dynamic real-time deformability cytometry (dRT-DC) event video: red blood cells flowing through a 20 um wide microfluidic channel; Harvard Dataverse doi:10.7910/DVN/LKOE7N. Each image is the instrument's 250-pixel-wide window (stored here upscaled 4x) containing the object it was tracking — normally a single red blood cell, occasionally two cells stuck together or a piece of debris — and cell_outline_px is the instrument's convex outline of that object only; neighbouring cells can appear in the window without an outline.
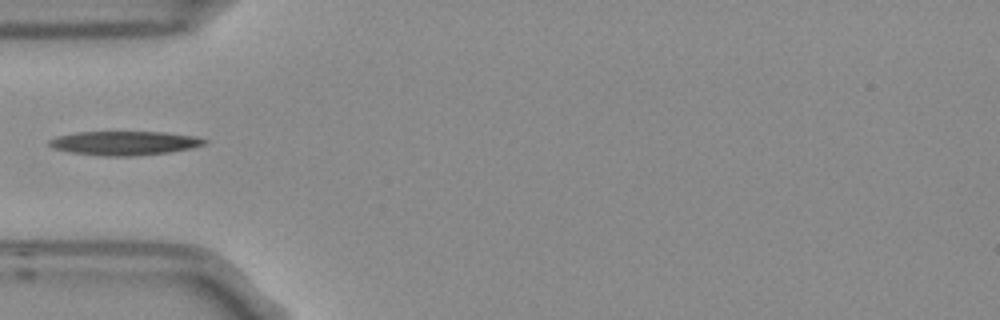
{"species": "Egyptian fruit bat (a non-hibernating species)", "species_latin": "Rousettus aegyptiacus", "temperature_condition": "room temperature", "stored_images_in_passage": 6, "camera_frame_rate_fps": 3000, "um_per_image_px": 0.085, "frame": {"image": 1, "passage_image": 5, "time_ms": 1.333, "image_size_px": [1000, 320], "cell_outline_px": [[208, 140], [204, 144], [188, 148], [168, 152], [132, 156], [100, 156], [68, 152], [52, 148], [48, 144], [48, 140], [56, 136], [76, 132], [164, 132], [196, 136]], "centroid_in_image_um": [10.5, 12.16], "position_along_channel_um": 74.5, "area_um2": 21.73}}
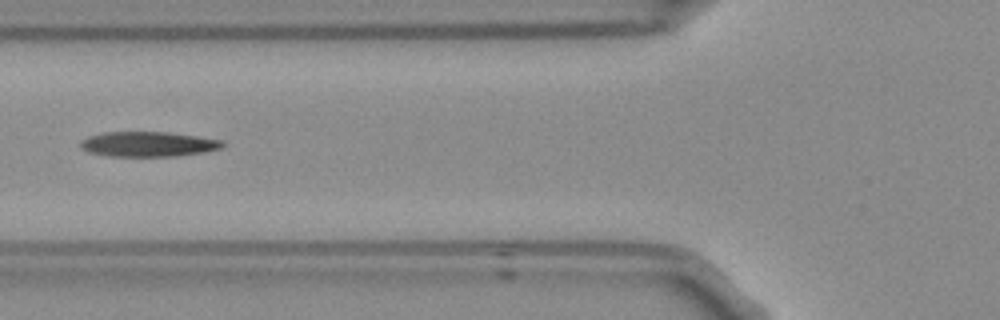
{"frame": {"image": 2, "passage_image": 6, "time_ms": 1.667, "image_size_px": [1000, 320], "cell_outline_px": [[224, 144], [220, 148], [200, 152], [176, 156], [108, 156], [88, 152], [80, 148], [80, 140], [88, 136], [104, 132], [168, 132], [196, 136], [220, 140]], "centroid_in_image_um": [12.5, 12.25], "position_along_channel_um": 113.3, "area_um2": 20.52}}